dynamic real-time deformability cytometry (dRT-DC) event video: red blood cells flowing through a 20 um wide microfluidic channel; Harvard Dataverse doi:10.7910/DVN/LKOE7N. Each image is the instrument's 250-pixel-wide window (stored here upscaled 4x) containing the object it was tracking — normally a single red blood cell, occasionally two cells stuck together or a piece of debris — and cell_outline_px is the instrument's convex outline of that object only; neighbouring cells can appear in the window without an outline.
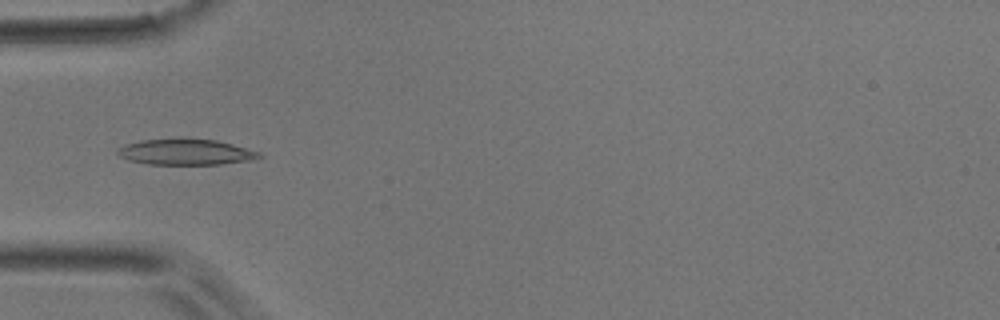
{"species": "common noctule bat (a hibernating species)", "species_latin": "Nyctalus noctula", "temperature_condition": "room temperature", "stored_images_in_passage": 50, "camera_frame_rate_fps": 3000, "um_per_image_px": 0.085, "animal": {"sex": "male", "body_mass_g": 17.9}, "frame": {"image": 1, "passage_image": 15, "time_ms": 4.667, "image_size_px": [1000, 320], "cell_outline_px": [[264, 156], [248, 160], [220, 164], [148, 164], [128, 160], [120, 156], [116, 152], [116, 148], [128, 144], [144, 140], [216, 140], [232, 144], [260, 152]], "centroid_in_image_um": [15.78, 12.94], "position_along_channel_um": 69.2, "area_um2": 20.63}}
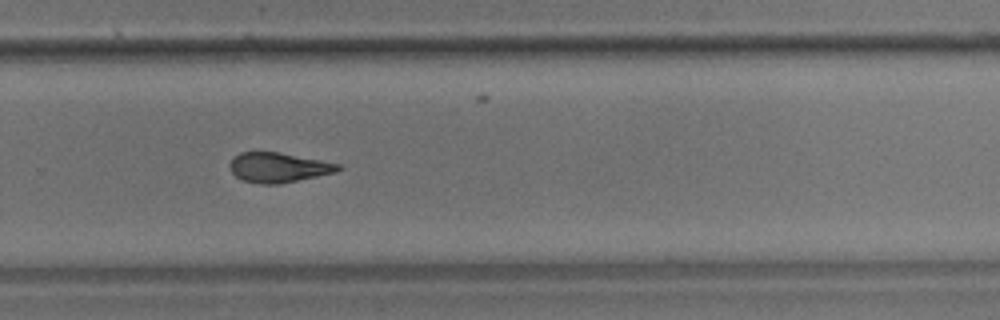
{"frame": {"image": 2, "passage_image": 33, "time_ms": 10.667, "image_size_px": [1000, 320], "cell_outline_px": [[344, 168], [336, 172], [280, 184], [260, 184], [244, 180], [236, 176], [232, 172], [228, 164], [232, 156], [240, 152], [276, 152], [320, 160], [340, 164]], "centroid_in_image_um": [23.64, 14.23], "position_along_channel_um": 306.2, "area_um2": 18.79}}
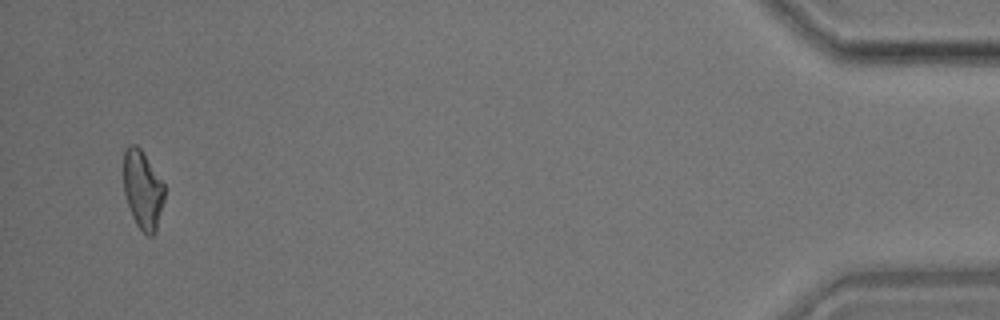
{"frame": {"image": 3, "passage_image": 48, "time_ms": 15.667, "image_size_px": [1000, 320], "cell_outline_px": [[164, 200], [156, 232], [152, 236], [148, 236], [136, 224], [132, 216], [124, 192], [124, 148], [128, 144], [136, 144], [140, 148], [164, 184]], "centroid_in_image_um": [12.13, 16.12], "position_along_channel_um": 423.1, "area_um2": 18.61}}